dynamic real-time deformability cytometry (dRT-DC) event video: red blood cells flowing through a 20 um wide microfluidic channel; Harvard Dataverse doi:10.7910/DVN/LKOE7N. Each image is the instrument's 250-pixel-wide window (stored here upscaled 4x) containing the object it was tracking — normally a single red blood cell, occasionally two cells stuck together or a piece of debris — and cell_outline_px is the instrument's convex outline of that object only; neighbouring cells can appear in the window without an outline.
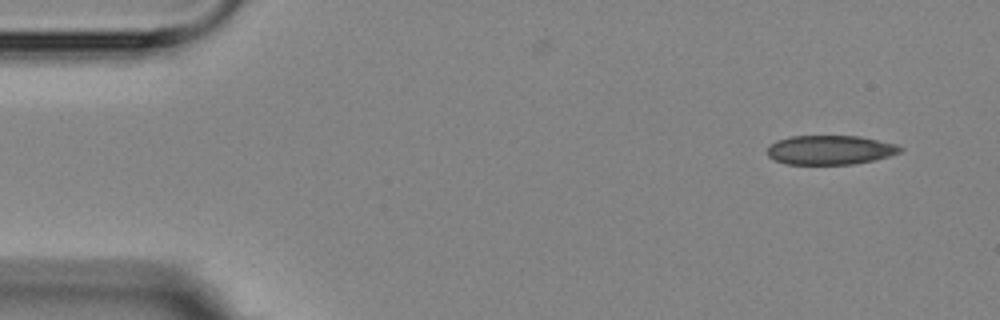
{"species": "Egyptian fruit bat (a non-hibernating species)", "species_latin": "Rousettus aegyptiacus", "temperature_condition": "room temperature", "stored_images_in_passage": 3, "camera_frame_rate_fps": 3000, "um_per_image_px": 0.085, "animal": {"sex": "female"}, "frame": {"image": 1, "passage_image": 1, "time_ms": 0.0, "image_size_px": [1000, 320], "cell_outline_px": [[904, 148], [900, 152], [876, 160], [852, 164], [788, 164], [776, 160], [768, 156], [768, 148], [776, 140], [792, 136], [860, 136], [896, 144]], "centroid_in_image_um": [70.59, 12.74], "position_along_channel_um": 14.4, "area_um2": 22.54}}